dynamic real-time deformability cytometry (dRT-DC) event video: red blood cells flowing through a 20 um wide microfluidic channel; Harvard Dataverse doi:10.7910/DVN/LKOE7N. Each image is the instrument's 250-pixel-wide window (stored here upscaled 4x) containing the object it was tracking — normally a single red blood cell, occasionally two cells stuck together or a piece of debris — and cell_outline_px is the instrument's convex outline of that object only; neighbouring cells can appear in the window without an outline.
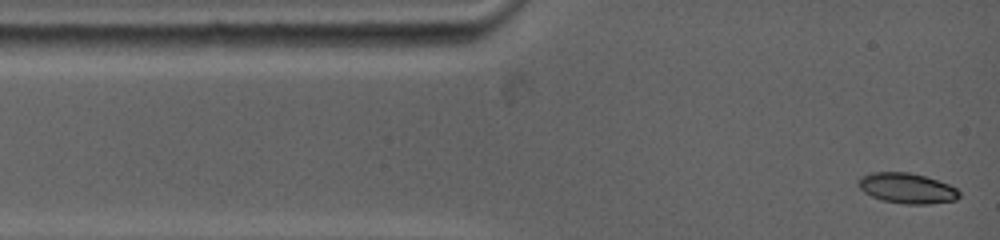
{"species": "common noctule bat (a hibernating species)", "species_latin": "Nyctalus noctula", "temperature_condition": "warm", "stored_images_in_passage": 7, "camera_frame_rate_fps": 5000, "um_per_image_px": 0.085, "animal": {"sex": "female", "body_mass_g": 19.0, "forearm_length_mm": 53.3}, "frame": {"image": 1, "passage_image": 1, "time_ms": 0.0, "image_size_px": [1000, 240], "cell_outline_px": [[960, 196], [956, 200], [928, 204], [904, 204], [880, 200], [864, 192], [860, 188], [856, 180], [860, 176], [872, 172], [908, 172], [924, 176], [948, 184], [956, 188], [960, 192]], "centroid_in_image_um": [77.06, 16.0], "position_along_channel_um": 7.9, "area_um2": 17.92}}
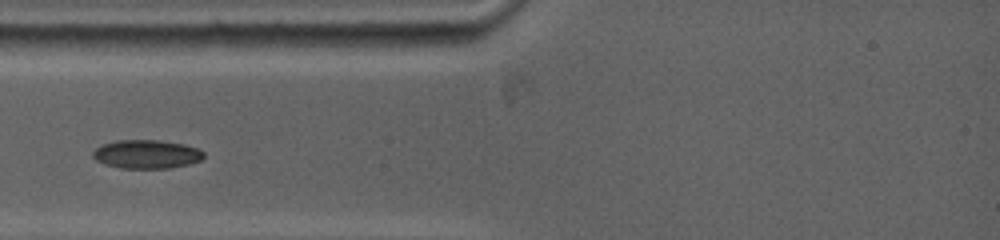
{"frame": {"image": 2, "passage_image": 4, "time_ms": 2.8, "image_size_px": [1000, 240], "cell_outline_px": [[204, 156], [200, 160], [188, 164], [168, 168], [120, 168], [104, 164], [96, 160], [92, 156], [92, 152], [100, 144], [116, 140], [156, 140], [184, 144], [196, 148], [204, 152]], "centroid_in_image_um": [12.41, 13.1], "position_along_channel_um": 72.6, "area_um2": 18.5}}
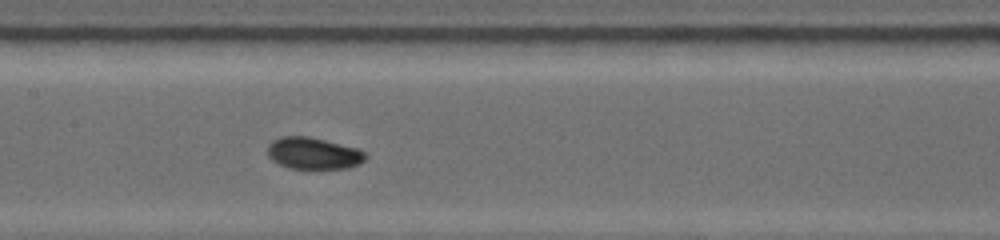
{"frame": {"image": 3, "passage_image": 7, "time_ms": 5.6, "image_size_px": [1000, 240], "cell_outline_px": [[368, 156], [360, 164], [348, 168], [288, 168], [272, 160], [268, 156], [268, 144], [272, 140], [280, 136], [308, 136], [360, 148]], "centroid_in_image_um": [26.66, 13.02], "position_along_channel_um": 180.7, "area_um2": 18.26}}